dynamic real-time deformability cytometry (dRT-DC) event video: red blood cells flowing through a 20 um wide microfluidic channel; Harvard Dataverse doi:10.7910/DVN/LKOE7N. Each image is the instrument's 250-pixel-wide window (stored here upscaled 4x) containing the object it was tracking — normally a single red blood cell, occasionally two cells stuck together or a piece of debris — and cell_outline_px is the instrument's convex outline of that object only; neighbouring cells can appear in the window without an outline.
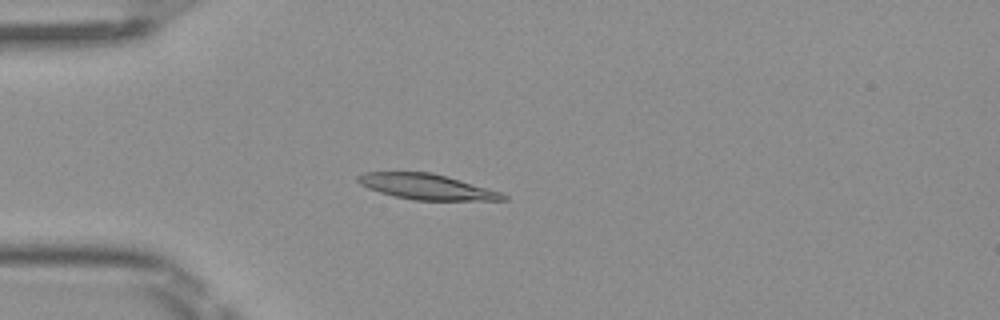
{"species": "Egyptian fruit bat (a non-hibernating species)", "species_latin": "Rousettus aegyptiacus", "temperature_condition": "room temperature", "stored_images_in_passage": 5, "camera_frame_rate_fps": 3000, "um_per_image_px": 0.085, "frame": {"image": 1, "passage_image": 5, "time_ms": 1.333, "image_size_px": [1000, 320], "cell_outline_px": [[508, 200], [412, 200], [380, 192], [368, 188], [360, 184], [356, 180], [356, 176], [364, 172], [432, 172], [448, 176], [488, 188], [500, 192], [508, 196]], "centroid_in_image_um": [36.26, 15.86], "position_along_channel_um": 48.7, "area_um2": 21.56}}